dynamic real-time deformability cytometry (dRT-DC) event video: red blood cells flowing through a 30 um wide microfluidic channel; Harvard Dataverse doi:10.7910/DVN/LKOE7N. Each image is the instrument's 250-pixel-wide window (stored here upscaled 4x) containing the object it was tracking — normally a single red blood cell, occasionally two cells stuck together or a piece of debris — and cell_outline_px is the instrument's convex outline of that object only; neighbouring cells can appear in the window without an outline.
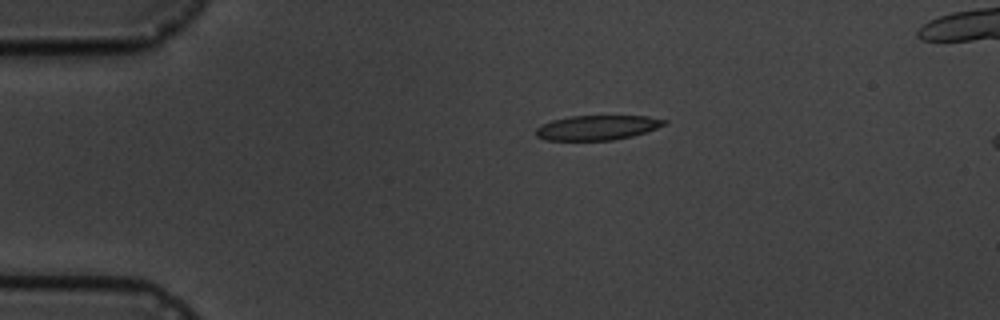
{"species": "common noctule bat (a hibernating species)", "species_latin": "Nyctalus noctula", "temperature_condition": "cold", "stored_images_in_passage": 2, "camera_frame_rate_fps": 3000, "um_per_image_px": 0.085, "animal": {"sex": "male", "body_mass_g": 19.5, "forearm_length_mm": 54.6}, "frame": {"image": 1, "passage_image": 2, "time_ms": 1.333, "image_size_px": [1000, 320], "cell_outline_px": [[668, 124], [632, 136], [612, 140], [544, 140], [536, 136], [536, 128], [552, 120], [572, 116], [648, 116], [668, 120]], "centroid_in_image_um": [50.78, 10.84], "position_along_channel_um": 34.2, "area_um2": 18.38}}